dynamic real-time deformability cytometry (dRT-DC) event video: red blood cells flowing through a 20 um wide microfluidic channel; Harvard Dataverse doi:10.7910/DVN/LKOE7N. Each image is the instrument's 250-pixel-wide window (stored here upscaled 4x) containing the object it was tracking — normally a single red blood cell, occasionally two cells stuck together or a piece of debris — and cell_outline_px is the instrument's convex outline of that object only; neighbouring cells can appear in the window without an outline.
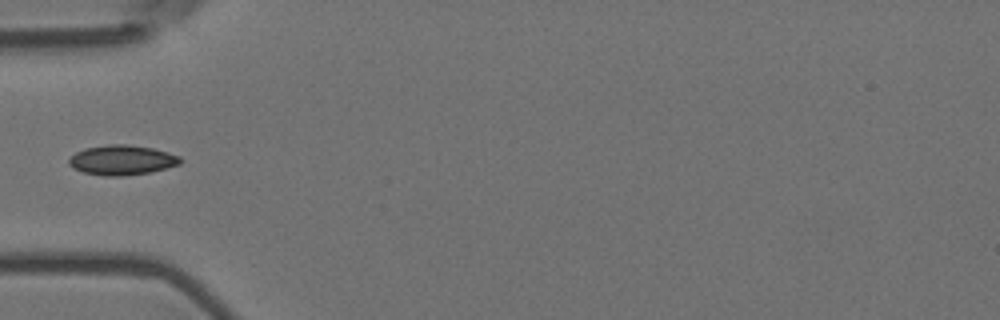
{"species": "Egyptian fruit bat (a non-hibernating species)", "species_latin": "Rousettus aegyptiacus", "temperature_condition": "room temperature", "stored_images_in_passage": 3, "camera_frame_rate_fps": 3000, "um_per_image_px": 0.085, "animal": {"sex": "female"}, "frame": {"image": 1, "passage_image": 3, "time_ms": 0.667, "image_size_px": [1000, 320], "cell_outline_px": [[184, 160], [180, 164], [148, 172], [120, 176], [104, 176], [84, 172], [72, 168], [68, 164], [68, 160], [76, 152], [84, 148], [108, 144], [124, 144], [152, 148], [168, 152], [180, 156]], "centroid_in_image_um": [10.35, 13.6], "position_along_channel_um": 74.6, "area_um2": 19.31}}